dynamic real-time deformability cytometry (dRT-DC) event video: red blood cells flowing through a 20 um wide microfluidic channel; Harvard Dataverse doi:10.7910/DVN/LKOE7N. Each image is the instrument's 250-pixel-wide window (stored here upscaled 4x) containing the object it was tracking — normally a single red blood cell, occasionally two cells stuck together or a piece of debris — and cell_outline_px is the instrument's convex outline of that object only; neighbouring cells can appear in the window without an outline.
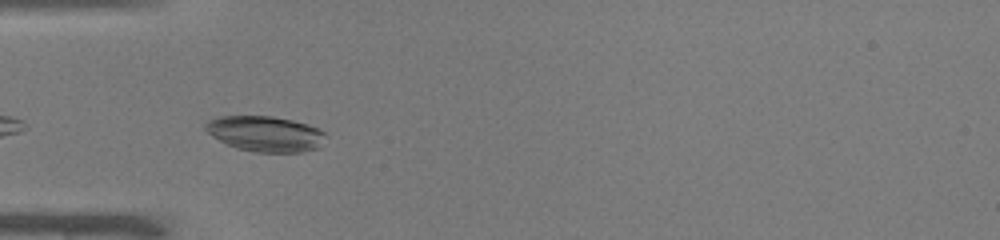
{"species": "common noctule bat (a hibernating species)", "species_latin": "Nyctalus noctula", "temperature_condition": "warm", "stored_images_in_passage": 11, "camera_frame_rate_fps": 3000, "um_per_image_px": 0.085, "animal": {"sex": "male", "body_mass_g": 19.0, "forearm_length_mm": 50.8}, "frame": {"image": 1, "passage_image": 2, "time_ms": 0.333, "image_size_px": [1000, 240], "cell_outline_px": [[328, 136], [320, 148], [300, 152], [256, 152], [236, 148], [212, 136], [204, 128], [204, 124], [208, 120], [220, 116], [272, 116], [292, 120], [308, 124], [324, 132]], "centroid_in_image_um": [22.58, 11.37], "position_along_channel_um": 62.4, "area_um2": 24.97}}